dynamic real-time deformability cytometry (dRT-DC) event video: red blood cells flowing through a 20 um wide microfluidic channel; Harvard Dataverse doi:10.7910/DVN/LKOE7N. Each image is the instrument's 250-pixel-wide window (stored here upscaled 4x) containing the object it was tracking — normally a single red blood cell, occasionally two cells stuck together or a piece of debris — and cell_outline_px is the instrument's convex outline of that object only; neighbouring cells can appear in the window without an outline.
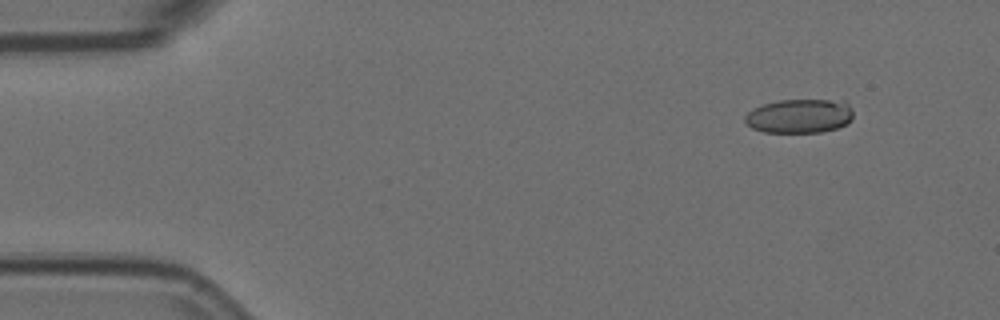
{"species": "Egyptian fruit bat (a non-hibernating species)", "species_latin": "Rousettus aegyptiacus", "temperature_condition": "room temperature", "stored_images_in_passage": 7, "camera_frame_rate_fps": 3000, "um_per_image_px": 0.085, "animal": {"sex": "female"}, "frame": {"image": 1, "passage_image": 2, "time_ms": 0.333, "image_size_px": [1000, 320], "cell_outline_px": [[852, 120], [836, 128], [820, 132], [764, 132], [752, 128], [744, 120], [744, 116], [752, 108], [760, 104], [780, 100], [844, 100], [852, 108]], "centroid_in_image_um": [67.93, 9.85], "position_along_channel_um": 17.1, "area_um2": 21.62}}